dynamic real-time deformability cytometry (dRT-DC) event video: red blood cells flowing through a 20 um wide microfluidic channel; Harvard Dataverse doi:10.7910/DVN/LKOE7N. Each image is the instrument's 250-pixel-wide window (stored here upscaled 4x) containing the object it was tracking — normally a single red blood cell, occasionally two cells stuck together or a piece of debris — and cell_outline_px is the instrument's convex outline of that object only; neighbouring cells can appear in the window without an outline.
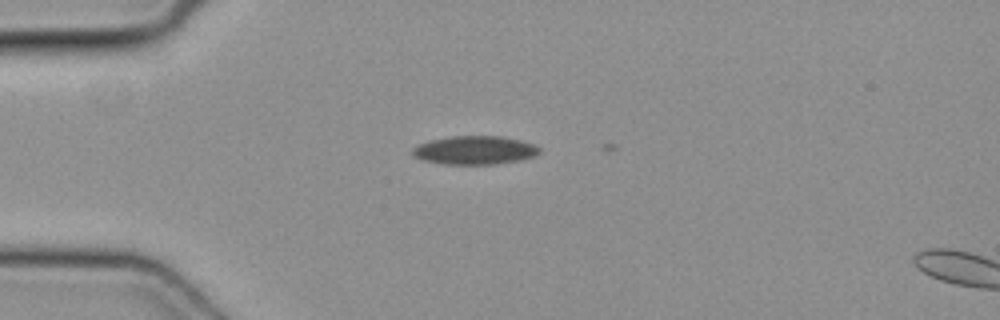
{"species": "common noctule bat (a hibernating species)", "species_latin": "Nyctalus noctula", "temperature_condition": "cold", "stored_images_in_passage": 2, "camera_frame_rate_fps": 3000, "um_per_image_px": 0.085, "animal": {"sex": "female", "body_mass_g": 19.3, "forearm_length_mm": 54.1}, "frame": {"image": 1, "passage_image": 1, "time_ms": 0.0, "image_size_px": [1000, 320], "cell_outline_px": [[540, 152], [536, 156], [520, 160], [492, 164], [444, 164], [424, 160], [412, 156], [412, 148], [416, 144], [432, 140], [452, 136], [500, 136], [520, 140], [536, 144], [540, 148]], "centroid_in_image_um": [40.36, 12.76], "position_along_channel_um": 44.6, "area_um2": 21.15}}